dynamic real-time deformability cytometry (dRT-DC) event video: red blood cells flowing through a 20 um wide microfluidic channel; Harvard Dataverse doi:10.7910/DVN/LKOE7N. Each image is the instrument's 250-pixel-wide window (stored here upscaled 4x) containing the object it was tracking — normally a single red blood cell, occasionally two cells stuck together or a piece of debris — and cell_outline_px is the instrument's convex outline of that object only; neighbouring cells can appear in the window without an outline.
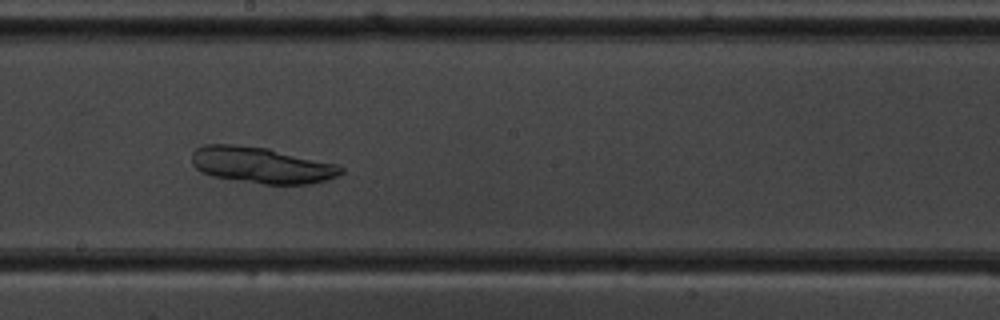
{"species": "common noctule bat (a hibernating species)", "species_latin": "Nyctalus noctula", "temperature_condition": "warm", "stored_images_in_passage": 50, "camera_frame_rate_fps": 3000, "um_per_image_px": 0.085, "animal": {"sex": "male", "body_mass_g": 19.5, "forearm_length_mm": 54.6}, "frame": {"image": 1, "passage_image": 28, "time_ms": 9.0, "image_size_px": [1000, 320], "cell_outline_px": [[344, 172], [336, 176], [312, 184], [264, 184], [212, 176], [196, 168], [192, 164], [192, 152], [196, 148], [204, 144], [232, 144], [268, 148], [340, 164], [344, 168]], "centroid_in_image_um": [22.26, 14.02], "position_along_channel_um": 225.9, "area_um2": 31.56}}
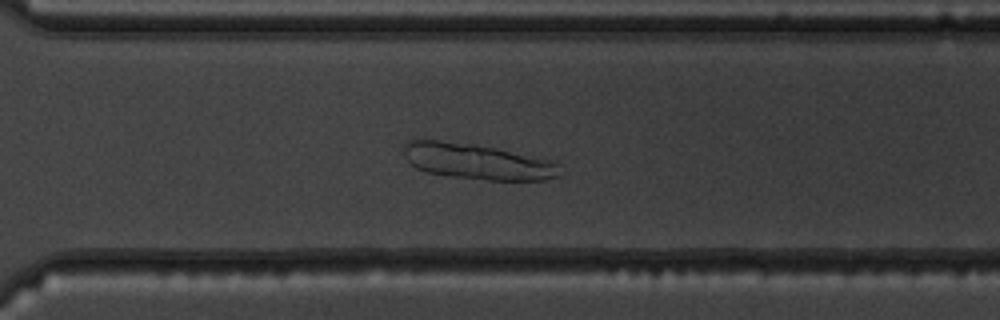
{"frame": {"image": 2, "passage_image": 36, "time_ms": 11.667, "image_size_px": [1000, 320], "cell_outline_px": [[560, 176], [544, 180], [488, 180], [452, 176], [424, 172], [416, 168], [404, 156], [404, 148], [408, 140], [440, 140], [472, 144], [496, 148], [556, 160], [560, 164]], "centroid_in_image_um": [40.63, 13.73], "position_along_channel_um": 330.0, "area_um2": 32.66}}